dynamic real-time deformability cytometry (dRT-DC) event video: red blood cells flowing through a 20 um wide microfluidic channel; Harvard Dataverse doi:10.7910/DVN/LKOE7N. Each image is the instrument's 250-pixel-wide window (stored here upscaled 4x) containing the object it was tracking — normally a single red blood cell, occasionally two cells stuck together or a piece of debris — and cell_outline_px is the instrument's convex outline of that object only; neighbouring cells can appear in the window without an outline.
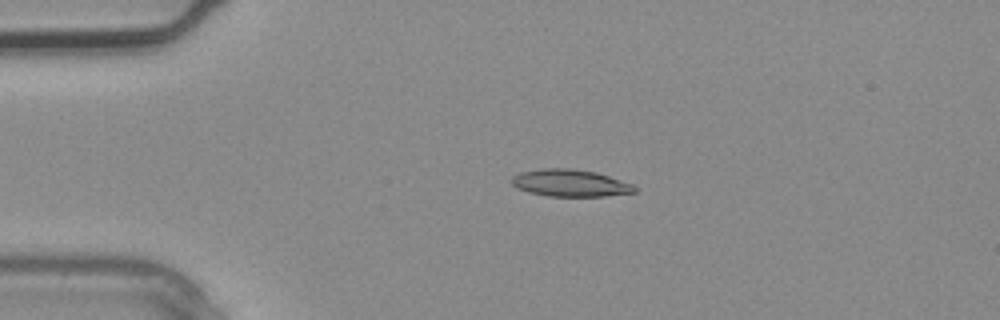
{"species": "common noctule bat (a hibernating species)", "species_latin": "Nyctalus noctula", "temperature_condition": "warm", "stored_images_in_passage": 2, "camera_frame_rate_fps": 3000, "um_per_image_px": 0.085, "animal": {"sex": "male", "body_mass_g": 20.4}, "frame": {"image": 1, "passage_image": 1, "time_ms": 0.0, "image_size_px": [1000, 320], "cell_outline_px": [[636, 192], [604, 196], [548, 196], [528, 192], [516, 188], [508, 180], [512, 176], [520, 172], [540, 168], [572, 168], [596, 172], [632, 184], [636, 188]], "centroid_in_image_um": [48.4, 15.55], "position_along_channel_um": 36.6, "area_um2": 19.54}}
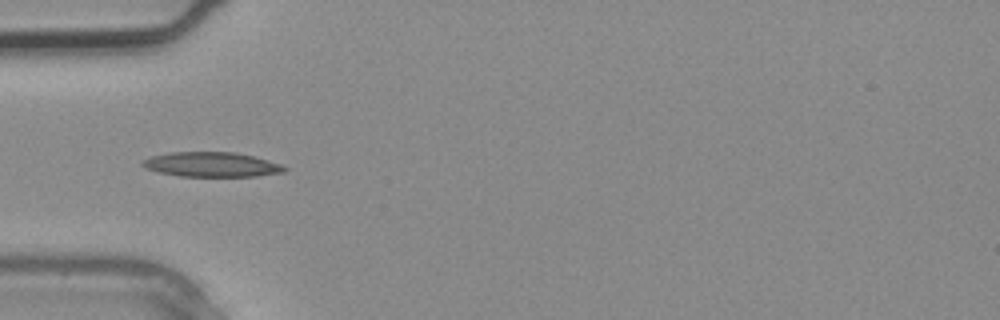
{"frame": {"image": 2, "passage_image": 2, "time_ms": 0.333, "image_size_px": [1000, 320], "cell_outline_px": [[288, 168], [284, 172], [256, 176], [180, 176], [160, 172], [144, 168], [140, 164], [140, 160], [152, 156], [168, 152], [236, 152], [256, 156], [280, 164]], "centroid_in_image_um": [17.96, 13.97], "position_along_channel_um": 67.0, "area_um2": 20.58}}